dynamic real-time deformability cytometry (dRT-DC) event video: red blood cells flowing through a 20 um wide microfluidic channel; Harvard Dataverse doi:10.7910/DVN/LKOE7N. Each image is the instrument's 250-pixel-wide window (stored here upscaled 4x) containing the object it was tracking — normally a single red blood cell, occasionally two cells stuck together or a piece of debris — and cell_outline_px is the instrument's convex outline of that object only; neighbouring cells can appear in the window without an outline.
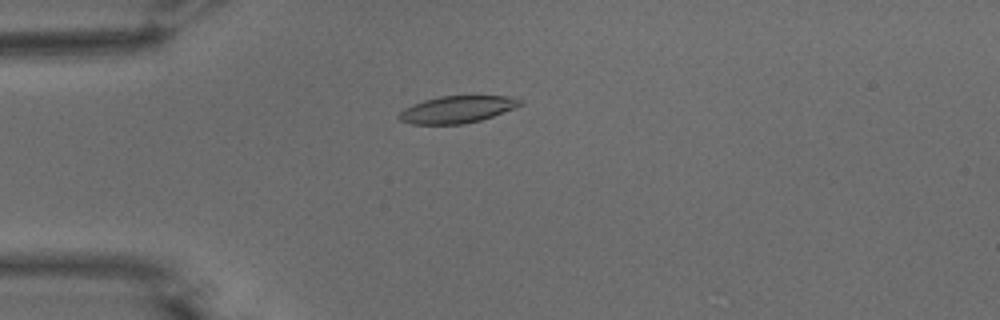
{"species": "common noctule bat (a hibernating species)", "species_latin": "Nyctalus noctula", "temperature_condition": "warm", "stored_images_in_passage": 8, "camera_frame_rate_fps": 3000, "um_per_image_px": 0.085, "animal": {"sex": "male", "body_mass_g": 15.6}, "frame": {"image": 1, "passage_image": 2, "time_ms": 0.333, "image_size_px": [1000, 320], "cell_outline_px": [[524, 104], [492, 116], [480, 120], [464, 124], [412, 124], [400, 120], [396, 116], [404, 108], [412, 104], [424, 100], [440, 96], [508, 96], [524, 100]], "centroid_in_image_um": [38.84, 9.3], "position_along_channel_um": 46.2, "area_um2": 19.07}}
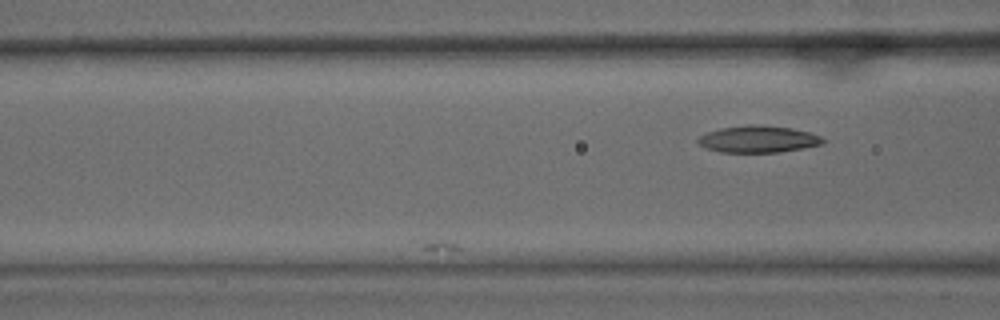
{"frame": {"image": 2, "passage_image": 8, "time_ms": 2.333, "image_size_px": [1000, 320], "cell_outline_px": [[824, 144], [804, 148], [780, 152], [720, 152], [708, 148], [700, 144], [696, 140], [700, 136], [708, 132], [720, 128], [748, 124], [792, 128], [808, 132], [820, 136], [824, 140]], "centroid_in_image_um": [64.46, 11.83], "position_along_channel_um": 102.1, "area_um2": 19.36}}